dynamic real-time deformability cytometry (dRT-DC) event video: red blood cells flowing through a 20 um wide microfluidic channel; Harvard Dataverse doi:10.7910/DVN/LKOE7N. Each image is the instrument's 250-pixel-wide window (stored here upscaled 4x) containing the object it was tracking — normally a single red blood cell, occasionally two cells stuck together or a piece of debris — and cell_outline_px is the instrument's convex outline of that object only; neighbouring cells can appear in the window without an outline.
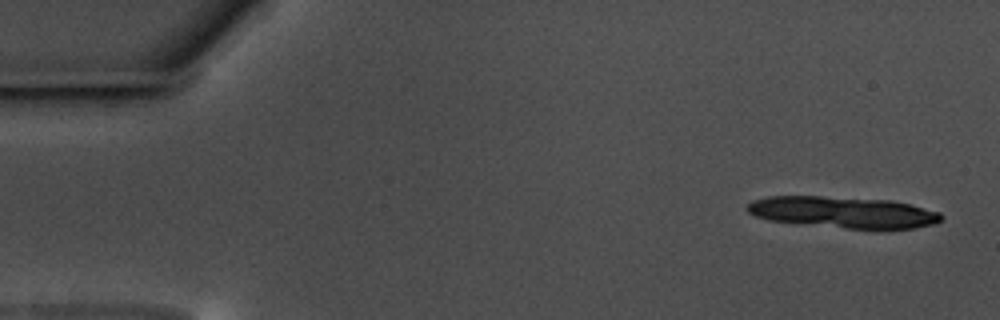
{"species": "common noctule bat (a hibernating species)", "species_latin": "Nyctalus noctula", "temperature_condition": "warm", "stored_images_in_passage": 14, "camera_frame_rate_fps": 3000, "um_per_image_px": 0.085, "animal": {"sex": "male", "body_mass_g": 17.5, "forearm_length_mm": 52.3}, "frame": {"image": 1, "passage_image": 3, "time_ms": 0.667, "image_size_px": [1000, 320], "cell_outline_px": [[944, 216], [936, 224], [912, 228], [848, 228], [768, 220], [756, 216], [748, 212], [744, 208], [752, 200], [768, 196], [820, 196], [892, 200], [940, 212]], "centroid_in_image_um": [71.64, 18.03], "position_along_channel_um": 13.4, "area_um2": 35.2}}